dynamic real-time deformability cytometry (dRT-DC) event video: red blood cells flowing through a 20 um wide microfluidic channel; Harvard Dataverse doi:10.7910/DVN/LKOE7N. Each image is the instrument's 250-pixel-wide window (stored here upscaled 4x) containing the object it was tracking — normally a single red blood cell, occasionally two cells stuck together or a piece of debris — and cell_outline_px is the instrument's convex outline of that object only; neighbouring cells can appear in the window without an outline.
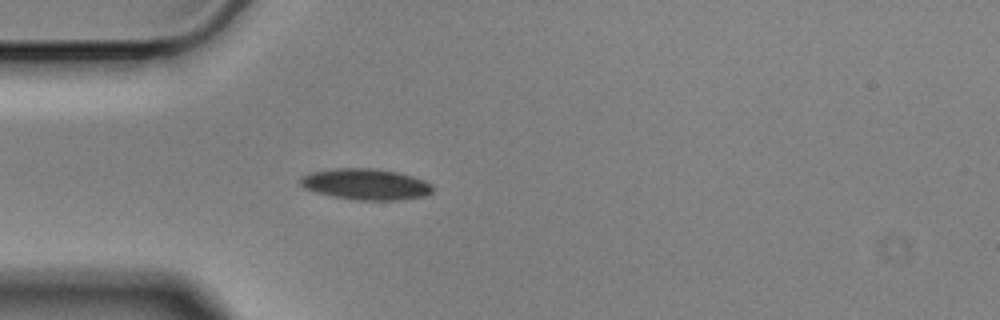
{"species": "Egyptian fruit bat (a non-hibernating species)", "species_latin": "Rousettus aegyptiacus", "temperature_condition": "cold", "stored_images_in_passage": 4, "camera_frame_rate_fps": 3000, "um_per_image_px": 0.085, "animal": {"sex": "male"}, "frame": {"image": 1, "passage_image": 4, "time_ms": 1.0, "image_size_px": [1000, 320], "cell_outline_px": [[432, 192], [424, 196], [400, 200], [356, 200], [332, 196], [316, 192], [304, 188], [300, 184], [300, 176], [308, 172], [336, 168], [376, 168], [396, 172], [412, 176], [424, 180], [432, 184]], "centroid_in_image_um": [31.06, 15.65], "position_along_channel_um": 53.9, "area_um2": 24.1}}